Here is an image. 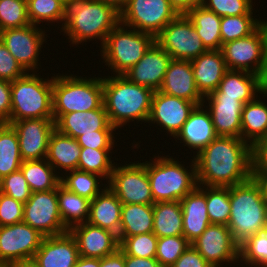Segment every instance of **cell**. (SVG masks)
Wrapping results in <instances>:
<instances>
[{
	"mask_svg": "<svg viewBox=\"0 0 267 267\" xmlns=\"http://www.w3.org/2000/svg\"><path fill=\"white\" fill-rule=\"evenodd\" d=\"M194 156L198 185L231 187L251 178L252 146L241 138L217 136Z\"/></svg>",
	"mask_w": 267,
	"mask_h": 267,
	"instance_id": "1",
	"label": "cell"
},
{
	"mask_svg": "<svg viewBox=\"0 0 267 267\" xmlns=\"http://www.w3.org/2000/svg\"><path fill=\"white\" fill-rule=\"evenodd\" d=\"M61 23L63 35L73 45L99 39L102 47L108 34L120 23V13L100 0H69L63 7Z\"/></svg>",
	"mask_w": 267,
	"mask_h": 267,
	"instance_id": "2",
	"label": "cell"
},
{
	"mask_svg": "<svg viewBox=\"0 0 267 267\" xmlns=\"http://www.w3.org/2000/svg\"><path fill=\"white\" fill-rule=\"evenodd\" d=\"M102 82L103 104L111 125L118 130L131 120L148 122L154 90L130 82L123 75L105 76Z\"/></svg>",
	"mask_w": 267,
	"mask_h": 267,
	"instance_id": "3",
	"label": "cell"
},
{
	"mask_svg": "<svg viewBox=\"0 0 267 267\" xmlns=\"http://www.w3.org/2000/svg\"><path fill=\"white\" fill-rule=\"evenodd\" d=\"M230 206L227 227L238 244L267 229V201L252 177L230 187Z\"/></svg>",
	"mask_w": 267,
	"mask_h": 267,
	"instance_id": "4",
	"label": "cell"
},
{
	"mask_svg": "<svg viewBox=\"0 0 267 267\" xmlns=\"http://www.w3.org/2000/svg\"><path fill=\"white\" fill-rule=\"evenodd\" d=\"M179 162L169 155L166 157L158 155L155 159L146 161L147 175L155 203L180 201L198 186L194 158L189 170Z\"/></svg>",
	"mask_w": 267,
	"mask_h": 267,
	"instance_id": "5",
	"label": "cell"
},
{
	"mask_svg": "<svg viewBox=\"0 0 267 267\" xmlns=\"http://www.w3.org/2000/svg\"><path fill=\"white\" fill-rule=\"evenodd\" d=\"M103 100L102 77H78L72 74L53 76V119L63 114L100 108Z\"/></svg>",
	"mask_w": 267,
	"mask_h": 267,
	"instance_id": "6",
	"label": "cell"
},
{
	"mask_svg": "<svg viewBox=\"0 0 267 267\" xmlns=\"http://www.w3.org/2000/svg\"><path fill=\"white\" fill-rule=\"evenodd\" d=\"M53 119V77L44 79L27 72L11 82V124L25 119Z\"/></svg>",
	"mask_w": 267,
	"mask_h": 267,
	"instance_id": "7",
	"label": "cell"
},
{
	"mask_svg": "<svg viewBox=\"0 0 267 267\" xmlns=\"http://www.w3.org/2000/svg\"><path fill=\"white\" fill-rule=\"evenodd\" d=\"M129 30H128V29ZM155 42L151 34L127 27L121 22L108 34L100 53L114 75H123L133 67Z\"/></svg>",
	"mask_w": 267,
	"mask_h": 267,
	"instance_id": "8",
	"label": "cell"
},
{
	"mask_svg": "<svg viewBox=\"0 0 267 267\" xmlns=\"http://www.w3.org/2000/svg\"><path fill=\"white\" fill-rule=\"evenodd\" d=\"M221 52L228 70L246 71L267 82V21L249 36L222 44Z\"/></svg>",
	"mask_w": 267,
	"mask_h": 267,
	"instance_id": "9",
	"label": "cell"
},
{
	"mask_svg": "<svg viewBox=\"0 0 267 267\" xmlns=\"http://www.w3.org/2000/svg\"><path fill=\"white\" fill-rule=\"evenodd\" d=\"M178 15L169 0H127L120 22L156 37Z\"/></svg>",
	"mask_w": 267,
	"mask_h": 267,
	"instance_id": "10",
	"label": "cell"
},
{
	"mask_svg": "<svg viewBox=\"0 0 267 267\" xmlns=\"http://www.w3.org/2000/svg\"><path fill=\"white\" fill-rule=\"evenodd\" d=\"M126 164V165H125ZM114 166L107 182L109 189L122 204H154L150 181L146 170V161L130 162Z\"/></svg>",
	"mask_w": 267,
	"mask_h": 267,
	"instance_id": "11",
	"label": "cell"
},
{
	"mask_svg": "<svg viewBox=\"0 0 267 267\" xmlns=\"http://www.w3.org/2000/svg\"><path fill=\"white\" fill-rule=\"evenodd\" d=\"M155 42L174 60H193L207 51L186 14H179L169 22Z\"/></svg>",
	"mask_w": 267,
	"mask_h": 267,
	"instance_id": "12",
	"label": "cell"
},
{
	"mask_svg": "<svg viewBox=\"0 0 267 267\" xmlns=\"http://www.w3.org/2000/svg\"><path fill=\"white\" fill-rule=\"evenodd\" d=\"M23 222L37 230L44 237L57 236L68 232L59 212L57 188L32 192L24 204Z\"/></svg>",
	"mask_w": 267,
	"mask_h": 267,
	"instance_id": "13",
	"label": "cell"
},
{
	"mask_svg": "<svg viewBox=\"0 0 267 267\" xmlns=\"http://www.w3.org/2000/svg\"><path fill=\"white\" fill-rule=\"evenodd\" d=\"M45 30L29 24L0 31V40L26 72H38L42 45L47 42ZM39 65V66H38Z\"/></svg>",
	"mask_w": 267,
	"mask_h": 267,
	"instance_id": "14",
	"label": "cell"
},
{
	"mask_svg": "<svg viewBox=\"0 0 267 267\" xmlns=\"http://www.w3.org/2000/svg\"><path fill=\"white\" fill-rule=\"evenodd\" d=\"M191 245L213 267L239 263V244L226 225L210 224Z\"/></svg>",
	"mask_w": 267,
	"mask_h": 267,
	"instance_id": "15",
	"label": "cell"
},
{
	"mask_svg": "<svg viewBox=\"0 0 267 267\" xmlns=\"http://www.w3.org/2000/svg\"><path fill=\"white\" fill-rule=\"evenodd\" d=\"M43 238L25 222L0 226V260L9 263L33 260Z\"/></svg>",
	"mask_w": 267,
	"mask_h": 267,
	"instance_id": "16",
	"label": "cell"
},
{
	"mask_svg": "<svg viewBox=\"0 0 267 267\" xmlns=\"http://www.w3.org/2000/svg\"><path fill=\"white\" fill-rule=\"evenodd\" d=\"M15 129L23 161L47 157L49 139L55 130L54 119H25L11 123Z\"/></svg>",
	"mask_w": 267,
	"mask_h": 267,
	"instance_id": "17",
	"label": "cell"
},
{
	"mask_svg": "<svg viewBox=\"0 0 267 267\" xmlns=\"http://www.w3.org/2000/svg\"><path fill=\"white\" fill-rule=\"evenodd\" d=\"M195 106L194 102L155 91L148 123L157 124L175 137Z\"/></svg>",
	"mask_w": 267,
	"mask_h": 267,
	"instance_id": "18",
	"label": "cell"
},
{
	"mask_svg": "<svg viewBox=\"0 0 267 267\" xmlns=\"http://www.w3.org/2000/svg\"><path fill=\"white\" fill-rule=\"evenodd\" d=\"M171 60V56L154 42L143 57L123 76L130 82L158 91Z\"/></svg>",
	"mask_w": 267,
	"mask_h": 267,
	"instance_id": "19",
	"label": "cell"
},
{
	"mask_svg": "<svg viewBox=\"0 0 267 267\" xmlns=\"http://www.w3.org/2000/svg\"><path fill=\"white\" fill-rule=\"evenodd\" d=\"M212 118L217 136L241 138V119L244 104L236 98H223L216 90L204 97L203 103Z\"/></svg>",
	"mask_w": 267,
	"mask_h": 267,
	"instance_id": "20",
	"label": "cell"
},
{
	"mask_svg": "<svg viewBox=\"0 0 267 267\" xmlns=\"http://www.w3.org/2000/svg\"><path fill=\"white\" fill-rule=\"evenodd\" d=\"M69 232L76 240L81 257L101 259L119 249L117 234L88 222L72 227Z\"/></svg>",
	"mask_w": 267,
	"mask_h": 267,
	"instance_id": "21",
	"label": "cell"
},
{
	"mask_svg": "<svg viewBox=\"0 0 267 267\" xmlns=\"http://www.w3.org/2000/svg\"><path fill=\"white\" fill-rule=\"evenodd\" d=\"M78 258L76 240L68 231L44 237L32 261L38 267H73Z\"/></svg>",
	"mask_w": 267,
	"mask_h": 267,
	"instance_id": "22",
	"label": "cell"
},
{
	"mask_svg": "<svg viewBox=\"0 0 267 267\" xmlns=\"http://www.w3.org/2000/svg\"><path fill=\"white\" fill-rule=\"evenodd\" d=\"M159 91L194 102L196 105L203 104L204 97L197 88L191 60L172 59L169 62L163 84Z\"/></svg>",
	"mask_w": 267,
	"mask_h": 267,
	"instance_id": "23",
	"label": "cell"
},
{
	"mask_svg": "<svg viewBox=\"0 0 267 267\" xmlns=\"http://www.w3.org/2000/svg\"><path fill=\"white\" fill-rule=\"evenodd\" d=\"M55 129L60 133L77 139L81 135L96 131H115L110 124L104 104L98 108L84 112L63 114L56 122Z\"/></svg>",
	"mask_w": 267,
	"mask_h": 267,
	"instance_id": "24",
	"label": "cell"
},
{
	"mask_svg": "<svg viewBox=\"0 0 267 267\" xmlns=\"http://www.w3.org/2000/svg\"><path fill=\"white\" fill-rule=\"evenodd\" d=\"M204 103L196 105L189 114L187 121L174 139L180 140L184 146L196 150V155L208 146L216 137L211 114L203 108Z\"/></svg>",
	"mask_w": 267,
	"mask_h": 267,
	"instance_id": "25",
	"label": "cell"
},
{
	"mask_svg": "<svg viewBox=\"0 0 267 267\" xmlns=\"http://www.w3.org/2000/svg\"><path fill=\"white\" fill-rule=\"evenodd\" d=\"M183 236L192 243L211 224L206 207V186L198 185L180 200Z\"/></svg>",
	"mask_w": 267,
	"mask_h": 267,
	"instance_id": "26",
	"label": "cell"
},
{
	"mask_svg": "<svg viewBox=\"0 0 267 267\" xmlns=\"http://www.w3.org/2000/svg\"><path fill=\"white\" fill-rule=\"evenodd\" d=\"M267 88L259 75L246 71L227 70L216 91L223 98H236L244 105L258 97Z\"/></svg>",
	"mask_w": 267,
	"mask_h": 267,
	"instance_id": "27",
	"label": "cell"
},
{
	"mask_svg": "<svg viewBox=\"0 0 267 267\" xmlns=\"http://www.w3.org/2000/svg\"><path fill=\"white\" fill-rule=\"evenodd\" d=\"M191 65L197 88L203 97L218 88L228 70L221 50H207L191 60Z\"/></svg>",
	"mask_w": 267,
	"mask_h": 267,
	"instance_id": "28",
	"label": "cell"
},
{
	"mask_svg": "<svg viewBox=\"0 0 267 267\" xmlns=\"http://www.w3.org/2000/svg\"><path fill=\"white\" fill-rule=\"evenodd\" d=\"M106 185L104 190L91 200L87 222L119 235L122 203Z\"/></svg>",
	"mask_w": 267,
	"mask_h": 267,
	"instance_id": "29",
	"label": "cell"
},
{
	"mask_svg": "<svg viewBox=\"0 0 267 267\" xmlns=\"http://www.w3.org/2000/svg\"><path fill=\"white\" fill-rule=\"evenodd\" d=\"M81 148L77 139L55 129L49 139L46 159L56 172L57 169L65 172L77 170Z\"/></svg>",
	"mask_w": 267,
	"mask_h": 267,
	"instance_id": "30",
	"label": "cell"
},
{
	"mask_svg": "<svg viewBox=\"0 0 267 267\" xmlns=\"http://www.w3.org/2000/svg\"><path fill=\"white\" fill-rule=\"evenodd\" d=\"M206 50H220L222 46L221 17L203 5L191 9L187 14Z\"/></svg>",
	"mask_w": 267,
	"mask_h": 267,
	"instance_id": "31",
	"label": "cell"
},
{
	"mask_svg": "<svg viewBox=\"0 0 267 267\" xmlns=\"http://www.w3.org/2000/svg\"><path fill=\"white\" fill-rule=\"evenodd\" d=\"M264 136H267V104L256 97L243 106L241 139L253 146Z\"/></svg>",
	"mask_w": 267,
	"mask_h": 267,
	"instance_id": "32",
	"label": "cell"
},
{
	"mask_svg": "<svg viewBox=\"0 0 267 267\" xmlns=\"http://www.w3.org/2000/svg\"><path fill=\"white\" fill-rule=\"evenodd\" d=\"M153 233L158 237L183 235V216L180 201L153 204Z\"/></svg>",
	"mask_w": 267,
	"mask_h": 267,
	"instance_id": "33",
	"label": "cell"
},
{
	"mask_svg": "<svg viewBox=\"0 0 267 267\" xmlns=\"http://www.w3.org/2000/svg\"><path fill=\"white\" fill-rule=\"evenodd\" d=\"M153 204H122L118 236L153 232Z\"/></svg>",
	"mask_w": 267,
	"mask_h": 267,
	"instance_id": "34",
	"label": "cell"
},
{
	"mask_svg": "<svg viewBox=\"0 0 267 267\" xmlns=\"http://www.w3.org/2000/svg\"><path fill=\"white\" fill-rule=\"evenodd\" d=\"M57 198L62 222L68 231L87 222L91 200L67 190L61 184L57 187Z\"/></svg>",
	"mask_w": 267,
	"mask_h": 267,
	"instance_id": "35",
	"label": "cell"
},
{
	"mask_svg": "<svg viewBox=\"0 0 267 267\" xmlns=\"http://www.w3.org/2000/svg\"><path fill=\"white\" fill-rule=\"evenodd\" d=\"M20 170L32 192L53 190L60 185L61 174L55 172L56 170L50 165L46 158L23 161Z\"/></svg>",
	"mask_w": 267,
	"mask_h": 267,
	"instance_id": "36",
	"label": "cell"
},
{
	"mask_svg": "<svg viewBox=\"0 0 267 267\" xmlns=\"http://www.w3.org/2000/svg\"><path fill=\"white\" fill-rule=\"evenodd\" d=\"M22 162L16 131L11 124L4 123L0 127V180L18 171Z\"/></svg>",
	"mask_w": 267,
	"mask_h": 267,
	"instance_id": "37",
	"label": "cell"
},
{
	"mask_svg": "<svg viewBox=\"0 0 267 267\" xmlns=\"http://www.w3.org/2000/svg\"><path fill=\"white\" fill-rule=\"evenodd\" d=\"M68 172L64 173V175L67 174L66 176H61L60 181V184L67 190L89 200H93L104 190L100 187L102 186L100 182L103 180V177L100 175L80 170H71Z\"/></svg>",
	"mask_w": 267,
	"mask_h": 267,
	"instance_id": "38",
	"label": "cell"
},
{
	"mask_svg": "<svg viewBox=\"0 0 267 267\" xmlns=\"http://www.w3.org/2000/svg\"><path fill=\"white\" fill-rule=\"evenodd\" d=\"M206 207L211 224L228 225L230 219V187L206 186Z\"/></svg>",
	"mask_w": 267,
	"mask_h": 267,
	"instance_id": "39",
	"label": "cell"
},
{
	"mask_svg": "<svg viewBox=\"0 0 267 267\" xmlns=\"http://www.w3.org/2000/svg\"><path fill=\"white\" fill-rule=\"evenodd\" d=\"M263 22L264 20L256 19L253 15L221 17L220 33L222 44L249 36Z\"/></svg>",
	"mask_w": 267,
	"mask_h": 267,
	"instance_id": "40",
	"label": "cell"
},
{
	"mask_svg": "<svg viewBox=\"0 0 267 267\" xmlns=\"http://www.w3.org/2000/svg\"><path fill=\"white\" fill-rule=\"evenodd\" d=\"M238 262L249 267H267V229L239 244Z\"/></svg>",
	"mask_w": 267,
	"mask_h": 267,
	"instance_id": "41",
	"label": "cell"
},
{
	"mask_svg": "<svg viewBox=\"0 0 267 267\" xmlns=\"http://www.w3.org/2000/svg\"><path fill=\"white\" fill-rule=\"evenodd\" d=\"M111 151L81 148L77 170L98 174L108 182L115 166V162L112 163L111 160L112 155L109 156Z\"/></svg>",
	"mask_w": 267,
	"mask_h": 267,
	"instance_id": "42",
	"label": "cell"
},
{
	"mask_svg": "<svg viewBox=\"0 0 267 267\" xmlns=\"http://www.w3.org/2000/svg\"><path fill=\"white\" fill-rule=\"evenodd\" d=\"M119 249L124 255L138 258H155L158 237L153 233L118 236Z\"/></svg>",
	"mask_w": 267,
	"mask_h": 267,
	"instance_id": "43",
	"label": "cell"
},
{
	"mask_svg": "<svg viewBox=\"0 0 267 267\" xmlns=\"http://www.w3.org/2000/svg\"><path fill=\"white\" fill-rule=\"evenodd\" d=\"M27 15L32 25L38 26L43 21L57 23L62 21L63 7L58 0H26ZM58 21V22H57Z\"/></svg>",
	"mask_w": 267,
	"mask_h": 267,
	"instance_id": "44",
	"label": "cell"
},
{
	"mask_svg": "<svg viewBox=\"0 0 267 267\" xmlns=\"http://www.w3.org/2000/svg\"><path fill=\"white\" fill-rule=\"evenodd\" d=\"M29 24L26 0H0V31Z\"/></svg>",
	"mask_w": 267,
	"mask_h": 267,
	"instance_id": "45",
	"label": "cell"
},
{
	"mask_svg": "<svg viewBox=\"0 0 267 267\" xmlns=\"http://www.w3.org/2000/svg\"><path fill=\"white\" fill-rule=\"evenodd\" d=\"M190 245L183 235L160 237L157 241L155 259L162 267H170Z\"/></svg>",
	"mask_w": 267,
	"mask_h": 267,
	"instance_id": "46",
	"label": "cell"
},
{
	"mask_svg": "<svg viewBox=\"0 0 267 267\" xmlns=\"http://www.w3.org/2000/svg\"><path fill=\"white\" fill-rule=\"evenodd\" d=\"M253 0H204L203 6L218 16L253 15Z\"/></svg>",
	"mask_w": 267,
	"mask_h": 267,
	"instance_id": "47",
	"label": "cell"
},
{
	"mask_svg": "<svg viewBox=\"0 0 267 267\" xmlns=\"http://www.w3.org/2000/svg\"><path fill=\"white\" fill-rule=\"evenodd\" d=\"M0 192L23 204L28 201L32 194L27 180L20 169L0 180Z\"/></svg>",
	"mask_w": 267,
	"mask_h": 267,
	"instance_id": "48",
	"label": "cell"
},
{
	"mask_svg": "<svg viewBox=\"0 0 267 267\" xmlns=\"http://www.w3.org/2000/svg\"><path fill=\"white\" fill-rule=\"evenodd\" d=\"M24 204L0 192V226L23 222Z\"/></svg>",
	"mask_w": 267,
	"mask_h": 267,
	"instance_id": "49",
	"label": "cell"
},
{
	"mask_svg": "<svg viewBox=\"0 0 267 267\" xmlns=\"http://www.w3.org/2000/svg\"><path fill=\"white\" fill-rule=\"evenodd\" d=\"M26 73L0 40V79L12 82L23 77Z\"/></svg>",
	"mask_w": 267,
	"mask_h": 267,
	"instance_id": "50",
	"label": "cell"
},
{
	"mask_svg": "<svg viewBox=\"0 0 267 267\" xmlns=\"http://www.w3.org/2000/svg\"><path fill=\"white\" fill-rule=\"evenodd\" d=\"M114 135L115 133H113V131H96V133L79 136L77 141L82 148L113 150V147L115 146Z\"/></svg>",
	"mask_w": 267,
	"mask_h": 267,
	"instance_id": "51",
	"label": "cell"
},
{
	"mask_svg": "<svg viewBox=\"0 0 267 267\" xmlns=\"http://www.w3.org/2000/svg\"><path fill=\"white\" fill-rule=\"evenodd\" d=\"M170 267H213L190 245Z\"/></svg>",
	"mask_w": 267,
	"mask_h": 267,
	"instance_id": "52",
	"label": "cell"
},
{
	"mask_svg": "<svg viewBox=\"0 0 267 267\" xmlns=\"http://www.w3.org/2000/svg\"><path fill=\"white\" fill-rule=\"evenodd\" d=\"M252 170H267V136L252 146Z\"/></svg>",
	"mask_w": 267,
	"mask_h": 267,
	"instance_id": "53",
	"label": "cell"
},
{
	"mask_svg": "<svg viewBox=\"0 0 267 267\" xmlns=\"http://www.w3.org/2000/svg\"><path fill=\"white\" fill-rule=\"evenodd\" d=\"M11 113V82L0 79V121L7 123Z\"/></svg>",
	"mask_w": 267,
	"mask_h": 267,
	"instance_id": "54",
	"label": "cell"
},
{
	"mask_svg": "<svg viewBox=\"0 0 267 267\" xmlns=\"http://www.w3.org/2000/svg\"><path fill=\"white\" fill-rule=\"evenodd\" d=\"M125 267H162L155 258H138L125 255Z\"/></svg>",
	"mask_w": 267,
	"mask_h": 267,
	"instance_id": "55",
	"label": "cell"
},
{
	"mask_svg": "<svg viewBox=\"0 0 267 267\" xmlns=\"http://www.w3.org/2000/svg\"><path fill=\"white\" fill-rule=\"evenodd\" d=\"M100 267H125V255L118 249L113 254L100 259Z\"/></svg>",
	"mask_w": 267,
	"mask_h": 267,
	"instance_id": "56",
	"label": "cell"
},
{
	"mask_svg": "<svg viewBox=\"0 0 267 267\" xmlns=\"http://www.w3.org/2000/svg\"><path fill=\"white\" fill-rule=\"evenodd\" d=\"M178 14H187L191 9L202 6L204 0H169Z\"/></svg>",
	"mask_w": 267,
	"mask_h": 267,
	"instance_id": "57",
	"label": "cell"
},
{
	"mask_svg": "<svg viewBox=\"0 0 267 267\" xmlns=\"http://www.w3.org/2000/svg\"><path fill=\"white\" fill-rule=\"evenodd\" d=\"M251 177L258 184L262 196L267 201V170H252Z\"/></svg>",
	"mask_w": 267,
	"mask_h": 267,
	"instance_id": "58",
	"label": "cell"
},
{
	"mask_svg": "<svg viewBox=\"0 0 267 267\" xmlns=\"http://www.w3.org/2000/svg\"><path fill=\"white\" fill-rule=\"evenodd\" d=\"M73 267H100V258L79 256Z\"/></svg>",
	"mask_w": 267,
	"mask_h": 267,
	"instance_id": "59",
	"label": "cell"
},
{
	"mask_svg": "<svg viewBox=\"0 0 267 267\" xmlns=\"http://www.w3.org/2000/svg\"><path fill=\"white\" fill-rule=\"evenodd\" d=\"M100 1L106 3L107 5L112 6L119 13L124 9L127 2V0H100Z\"/></svg>",
	"mask_w": 267,
	"mask_h": 267,
	"instance_id": "60",
	"label": "cell"
},
{
	"mask_svg": "<svg viewBox=\"0 0 267 267\" xmlns=\"http://www.w3.org/2000/svg\"><path fill=\"white\" fill-rule=\"evenodd\" d=\"M10 267H38L32 260L10 263Z\"/></svg>",
	"mask_w": 267,
	"mask_h": 267,
	"instance_id": "61",
	"label": "cell"
},
{
	"mask_svg": "<svg viewBox=\"0 0 267 267\" xmlns=\"http://www.w3.org/2000/svg\"><path fill=\"white\" fill-rule=\"evenodd\" d=\"M0 267H10V263L0 260Z\"/></svg>",
	"mask_w": 267,
	"mask_h": 267,
	"instance_id": "62",
	"label": "cell"
},
{
	"mask_svg": "<svg viewBox=\"0 0 267 267\" xmlns=\"http://www.w3.org/2000/svg\"><path fill=\"white\" fill-rule=\"evenodd\" d=\"M61 4L65 5L69 0H58Z\"/></svg>",
	"mask_w": 267,
	"mask_h": 267,
	"instance_id": "63",
	"label": "cell"
},
{
	"mask_svg": "<svg viewBox=\"0 0 267 267\" xmlns=\"http://www.w3.org/2000/svg\"><path fill=\"white\" fill-rule=\"evenodd\" d=\"M261 94L263 95V98L264 96L267 97V88Z\"/></svg>",
	"mask_w": 267,
	"mask_h": 267,
	"instance_id": "64",
	"label": "cell"
},
{
	"mask_svg": "<svg viewBox=\"0 0 267 267\" xmlns=\"http://www.w3.org/2000/svg\"><path fill=\"white\" fill-rule=\"evenodd\" d=\"M4 124V122L0 121V127Z\"/></svg>",
	"mask_w": 267,
	"mask_h": 267,
	"instance_id": "65",
	"label": "cell"
}]
</instances>
